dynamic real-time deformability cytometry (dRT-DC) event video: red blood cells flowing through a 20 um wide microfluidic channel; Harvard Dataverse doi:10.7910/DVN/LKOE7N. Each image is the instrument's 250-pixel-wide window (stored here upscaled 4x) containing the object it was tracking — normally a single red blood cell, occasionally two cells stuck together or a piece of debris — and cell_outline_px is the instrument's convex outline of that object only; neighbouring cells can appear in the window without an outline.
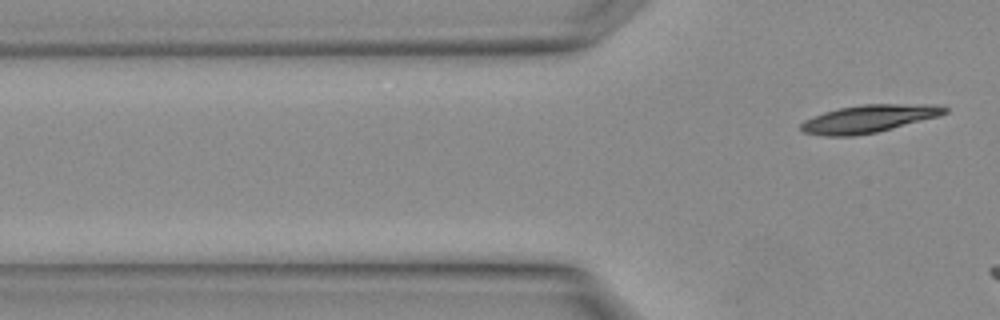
{"species": "Egyptian fruit bat (a non-hibernating species)", "species_latin": "Rousettus aegyptiacus", "temperature_condition": "warm", "stored_images_in_passage": 4, "camera_frame_rate_fps": 3000, "um_per_image_px": 0.085, "animal": {"sex": "female"}, "frame": {"image": 1, "passage_image": 4, "time_ms": 1.0, "image_size_px": [1000, 320], "cell_outline_px": [[948, 112], [936, 116], [876, 132], [852, 136], [824, 136], [804, 132], [800, 128], [800, 124], [804, 120], [824, 112], [840, 108], [864, 104], [936, 104], [948, 108]], "centroid_in_image_um": [73.81, 10.08], "position_along_channel_um": 52.0, "area_um2": 22.83}}